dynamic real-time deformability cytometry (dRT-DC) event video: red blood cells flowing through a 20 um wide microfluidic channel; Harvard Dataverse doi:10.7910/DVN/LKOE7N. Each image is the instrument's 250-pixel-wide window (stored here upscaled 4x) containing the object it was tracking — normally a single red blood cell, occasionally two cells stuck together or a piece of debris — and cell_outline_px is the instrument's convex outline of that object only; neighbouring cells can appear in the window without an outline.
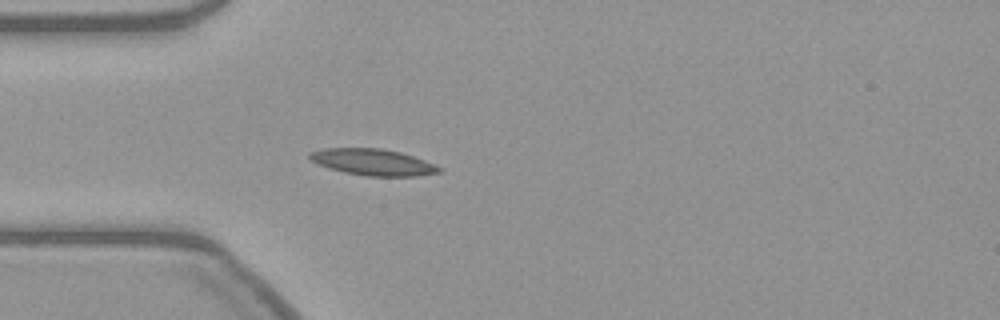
{"species": "common noctule bat (a hibernating species)", "species_latin": "Nyctalus noctula", "temperature_condition": "warm", "stored_images_in_passage": 55, "camera_frame_rate_fps": 3000, "um_per_image_px": 0.085, "animal": {"sex": "female", "body_mass_g": 21.9}, "frame": {"image": 1, "passage_image": 15, "time_ms": 4.667, "image_size_px": [1000, 320], "cell_outline_px": [[444, 168], [440, 172], [416, 176], [368, 176], [344, 172], [328, 168], [316, 164], [308, 156], [308, 152], [324, 148], [380, 148], [400, 152], [424, 160]], "centroid_in_image_um": [31.68, 13.78], "position_along_channel_um": 53.3, "area_um2": 19.94}}
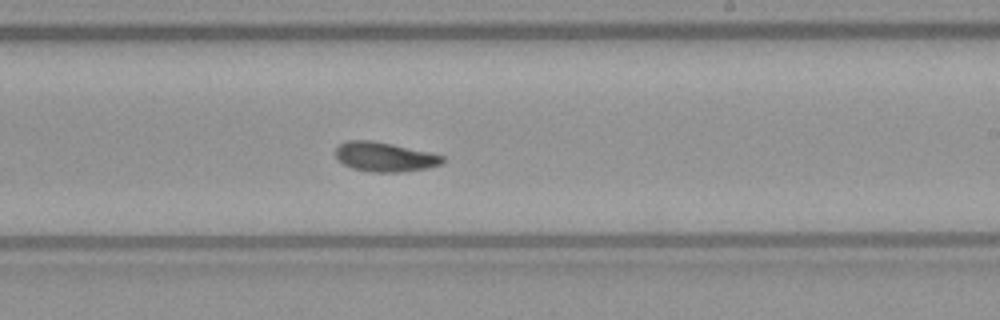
{"frame": {"image": 2, "passage_image": 32, "time_ms": 10.333, "image_size_px": [1000, 320], "cell_outline_px": [[444, 160], [440, 164], [428, 168], [400, 172], [372, 172], [352, 168], [336, 160], [336, 148], [340, 144], [348, 140], [372, 140], [392, 144], [428, 152], [444, 156]], "centroid_in_image_um": [32.67, 13.33], "position_along_channel_um": 256.3, "area_um2": 18.26}}
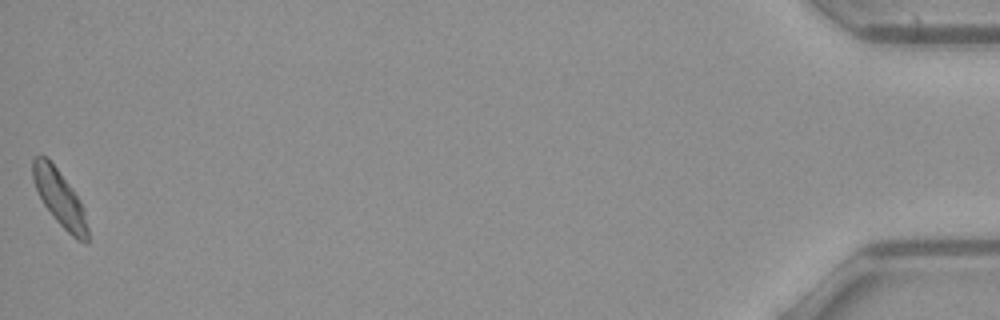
{"frame": {"image": 3, "passage_image": 55, "time_ms": 18.0, "image_size_px": [1000, 320], "cell_outline_px": [[88, 244], [84, 244], [76, 240], [52, 216], [44, 204], [36, 188], [32, 176], [32, 160], [36, 156], [44, 156], [56, 168], [80, 200], [84, 212], [88, 228]], "centroid_in_image_um": [5.09, 16.9], "position_along_channel_um": 430.1, "area_um2": 17.46}}